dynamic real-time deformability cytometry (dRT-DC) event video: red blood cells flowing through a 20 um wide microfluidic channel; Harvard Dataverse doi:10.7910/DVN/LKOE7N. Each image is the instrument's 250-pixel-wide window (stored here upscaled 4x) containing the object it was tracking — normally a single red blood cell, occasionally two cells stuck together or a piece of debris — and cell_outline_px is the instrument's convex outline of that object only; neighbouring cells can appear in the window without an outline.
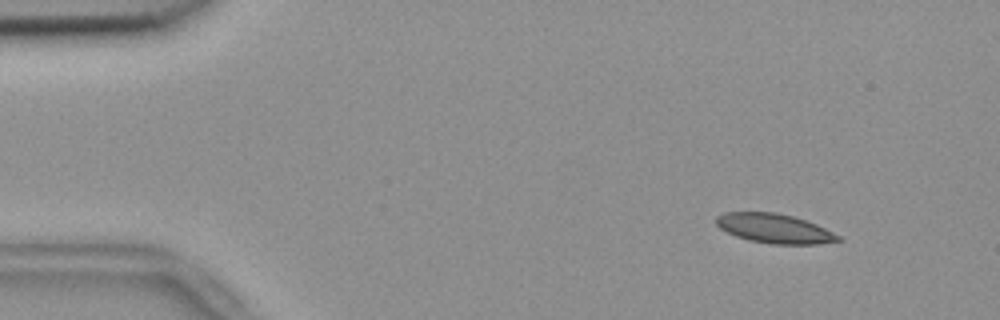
{"species": "common noctule bat (a hibernating species)", "species_latin": "Nyctalus noctula", "temperature_condition": "room temperature", "stored_images_in_passage": 56, "camera_frame_rate_fps": 3000, "um_per_image_px": 0.085, "animal": {"sex": "female", "body_mass_g": 18.4}, "frame": {"image": 1, "passage_image": 6, "time_ms": 1.667, "image_size_px": [1000, 320], "cell_outline_px": [[844, 240], [816, 244], [772, 244], [748, 240], [736, 236], [720, 228], [716, 224], [716, 216], [724, 212], [776, 212], [792, 216], [816, 224], [840, 236]], "centroid_in_image_um": [65.81, 19.42], "position_along_channel_um": 19.2, "area_um2": 20.81}}
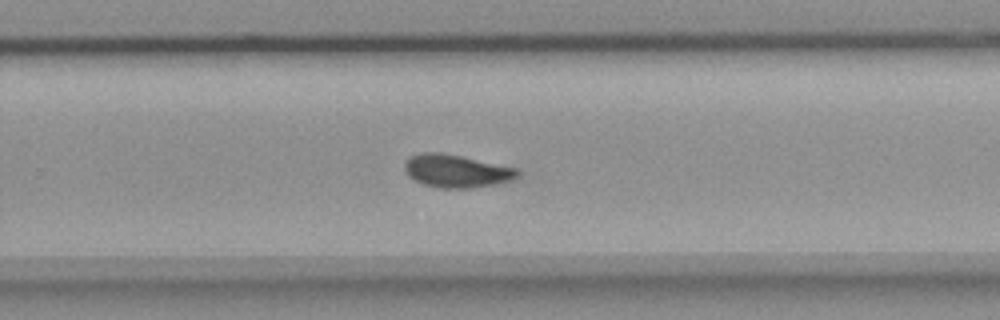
{"frame": {"image": 2, "passage_image": 36, "time_ms": 11.667, "image_size_px": [1000, 320], "cell_outline_px": [[520, 176], [512, 180], [476, 188], [436, 188], [424, 184], [416, 180], [404, 168], [404, 160], [408, 156], [420, 152], [440, 152], [460, 156], [516, 168], [520, 172]], "centroid_in_image_um": [38.79, 14.53], "position_along_channel_um": 291.0, "area_um2": 21.62}}
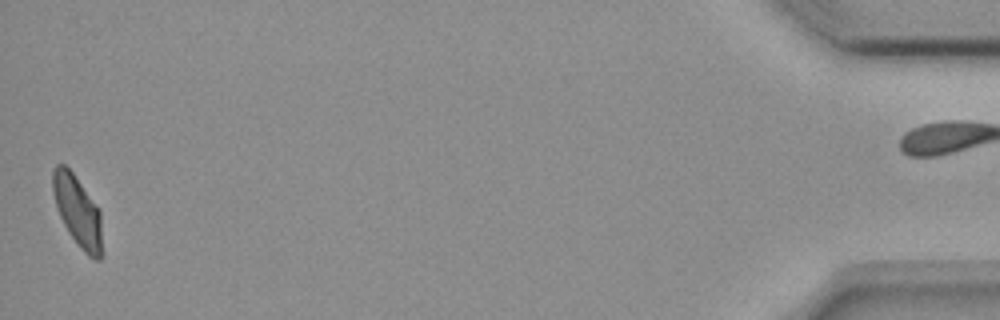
{"frame": {"image": 3, "passage_image": 55, "time_ms": 18.0, "image_size_px": [1000, 320], "cell_outline_px": [[100, 260], [96, 260], [88, 256], [80, 248], [68, 232], [56, 208], [52, 192], [52, 168], [56, 164], [64, 164], [72, 172], [100, 208]], "centroid_in_image_um": [6.55, 17.89], "position_along_channel_um": 428.6, "area_um2": 20.23}, "authors_computed_cell_mechanics": {"area_um2": 21.1548, "velocity_mm_per_s": 3.6392, "shape_relaxation_time_tau1_ms": null, "shape_relaxation_time_tau2_ms": 3.2007, "deformation_change_tau1": null, "deformation_change_tau2": 0.0728}}